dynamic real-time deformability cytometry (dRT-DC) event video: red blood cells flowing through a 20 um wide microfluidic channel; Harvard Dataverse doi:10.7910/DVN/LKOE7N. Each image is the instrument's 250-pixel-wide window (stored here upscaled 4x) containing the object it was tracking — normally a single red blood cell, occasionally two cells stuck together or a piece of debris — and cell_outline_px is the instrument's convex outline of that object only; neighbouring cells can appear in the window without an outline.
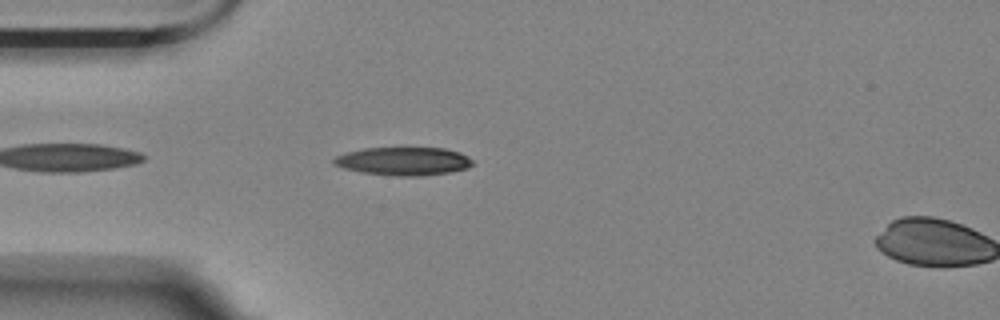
{"species": "Egyptian fruit bat (a non-hibernating species)", "species_latin": "Rousettus aegyptiacus", "temperature_condition": "room temperature", "stored_images_in_passage": 6, "camera_frame_rate_fps": 3000, "um_per_image_px": 0.085, "animal": {"sex": "female"}, "frame": {"image": 1, "passage_image": 5, "time_ms": 1.333, "image_size_px": [1000, 320], "cell_outline_px": [[476, 164], [468, 168], [448, 172], [420, 176], [396, 176], [364, 172], [344, 168], [332, 164], [332, 160], [336, 156], [344, 152], [364, 148], [444, 148], [460, 152], [468, 156]], "centroid_in_image_um": [34.31, 13.69], "position_along_channel_um": 50.7, "area_um2": 22.89}}